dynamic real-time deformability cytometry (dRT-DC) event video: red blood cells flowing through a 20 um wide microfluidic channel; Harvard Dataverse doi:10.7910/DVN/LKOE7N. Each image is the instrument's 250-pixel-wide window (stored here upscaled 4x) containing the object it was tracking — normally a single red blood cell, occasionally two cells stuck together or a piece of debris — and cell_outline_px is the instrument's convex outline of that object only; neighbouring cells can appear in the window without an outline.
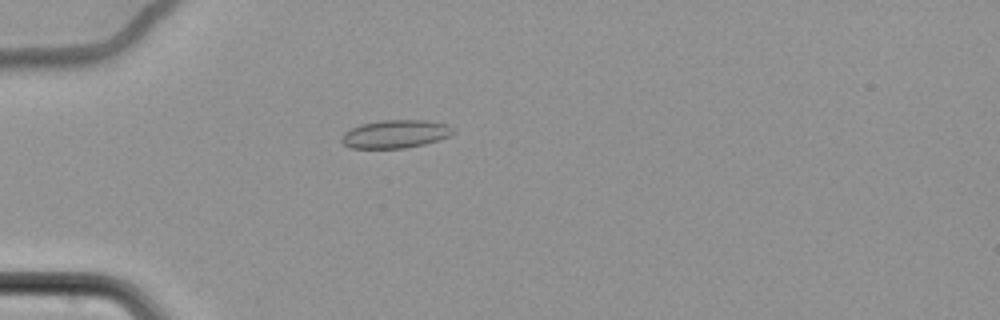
{"species": "common noctule bat (a hibernating species)", "species_latin": "Nyctalus noctula", "temperature_condition": "cold", "stored_images_in_passage": 62, "camera_frame_rate_fps": 3000, "um_per_image_px": 0.085, "animal": {"sex": "female", "body_mass_g": 22.7, "forearm_length_mm": 54.2}, "frame": {"image": 1, "passage_image": 20, "time_ms": 6.333, "image_size_px": [1000, 320], "cell_outline_px": [[456, 132], [440, 140], [424, 144], [404, 148], [352, 148], [344, 144], [340, 140], [340, 136], [344, 132], [360, 124], [380, 120], [424, 120], [448, 124], [456, 128]], "centroid_in_image_um": [33.63, 11.38], "position_along_channel_um": 51.4, "area_um2": 18.5}}
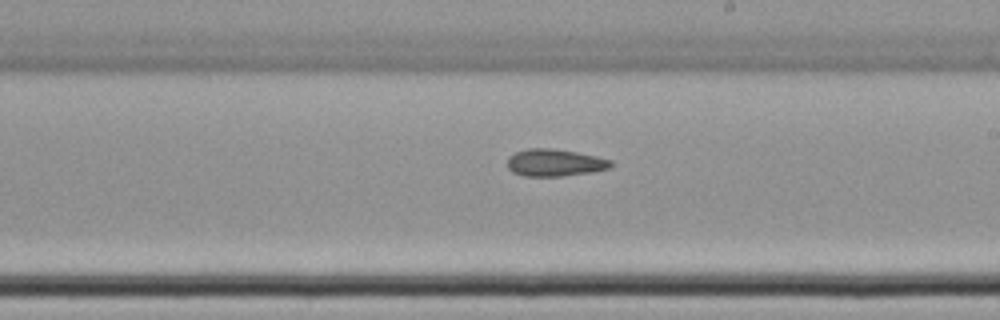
{"frame": {"image": 2, "passage_image": 38, "time_ms": 12.333, "image_size_px": [1000, 320], "cell_outline_px": [[612, 164], [608, 168], [592, 172], [564, 176], [524, 176], [512, 172], [508, 168], [508, 156], [516, 152], [528, 148], [552, 148], [576, 152], [596, 156], [612, 160]], "centroid_in_image_um": [47.14, 13.83], "position_along_channel_um": 241.9, "area_um2": 16.42}}
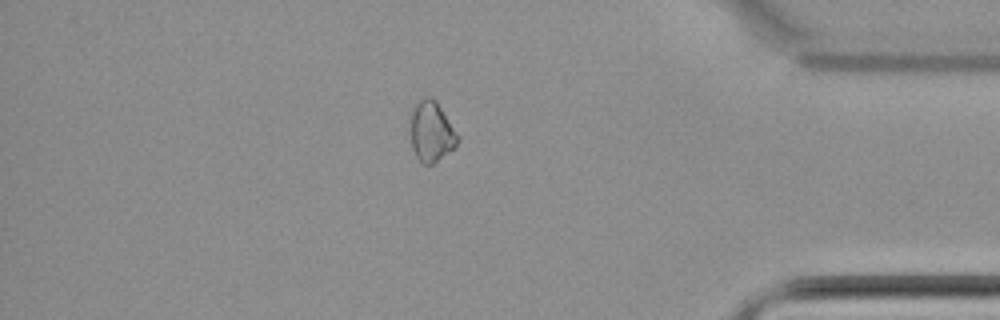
{"frame": {"image": 3, "passage_image": 54, "time_ms": 17.667, "image_size_px": [1000, 320], "cell_outline_px": [[460, 136], [456, 144], [452, 148], [432, 164], [424, 164], [416, 156], [412, 148], [408, 132], [408, 116], [416, 104], [424, 96], [432, 96], [436, 100]], "centroid_in_image_um": [36.6, 11.13], "position_along_channel_um": 398.6, "area_um2": 16.99}, "authors_computed_cell_mechanics": {"area_um2": 17.1377, "velocity_mm_per_s": 3.4683, "shape_relaxation_time_tau1_ms": 3.2516, "shape_relaxation_time_tau2_ms": 8.9482, "deformation_change_tau1": 0.0581, "deformation_change_tau2": 0.1304}}